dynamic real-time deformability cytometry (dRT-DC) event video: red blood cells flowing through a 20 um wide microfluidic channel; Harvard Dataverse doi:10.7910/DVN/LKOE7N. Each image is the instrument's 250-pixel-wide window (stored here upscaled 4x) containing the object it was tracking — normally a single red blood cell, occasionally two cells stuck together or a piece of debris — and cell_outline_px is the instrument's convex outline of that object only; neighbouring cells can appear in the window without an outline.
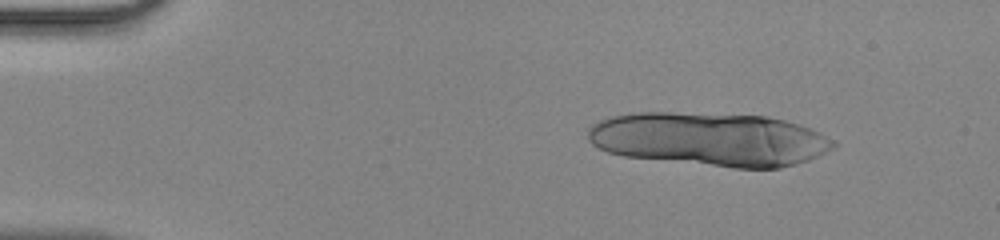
{"species": "human", "species_latin": "Homo sapiens", "temperature_condition": "room temperature", "stored_images_in_passage": 15, "camera_frame_rate_fps": 3000, "um_per_image_px": 0.085, "donor": {"sex": "male"}, "frame": {"image": 1, "passage_image": 7, "time_ms": 2.0, "image_size_px": [1000, 240], "cell_outline_px": [[784, 164], [772, 168], [744, 168], [632, 156], [612, 152], [596, 144], [596, 128], [600, 124], [608, 120], [624, 116], [756, 116], [776, 120]], "centroid_in_image_um": [59.14, 11.86], "position_along_channel_um": 25.9, "area_um2": 58.61}}